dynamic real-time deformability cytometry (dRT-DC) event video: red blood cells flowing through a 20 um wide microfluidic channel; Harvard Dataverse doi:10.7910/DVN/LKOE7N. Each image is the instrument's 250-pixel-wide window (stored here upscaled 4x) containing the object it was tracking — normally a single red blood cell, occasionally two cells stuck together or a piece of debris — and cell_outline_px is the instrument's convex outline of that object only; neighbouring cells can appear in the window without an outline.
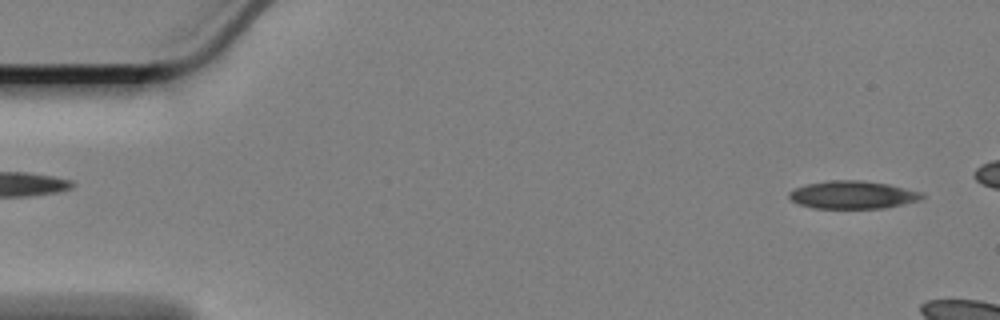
{"species": "Egyptian fruit bat (a non-hibernating species)", "species_latin": "Rousettus aegyptiacus", "temperature_condition": "cold", "stored_images_in_passage": 9, "camera_frame_rate_fps": 3000, "um_per_image_px": 0.085, "animal": {"sex": "female"}, "frame": {"image": 1, "passage_image": 1, "time_ms": 0.0, "image_size_px": [1000, 320], "cell_outline_px": [[924, 196], [920, 200], [904, 204], [884, 208], [812, 208], [800, 204], [792, 200], [788, 196], [788, 192], [796, 188], [808, 184], [828, 180], [860, 180], [888, 184], [924, 192]], "centroid_in_image_um": [72.51, 16.56], "position_along_channel_um": 12.5, "area_um2": 21.56}}